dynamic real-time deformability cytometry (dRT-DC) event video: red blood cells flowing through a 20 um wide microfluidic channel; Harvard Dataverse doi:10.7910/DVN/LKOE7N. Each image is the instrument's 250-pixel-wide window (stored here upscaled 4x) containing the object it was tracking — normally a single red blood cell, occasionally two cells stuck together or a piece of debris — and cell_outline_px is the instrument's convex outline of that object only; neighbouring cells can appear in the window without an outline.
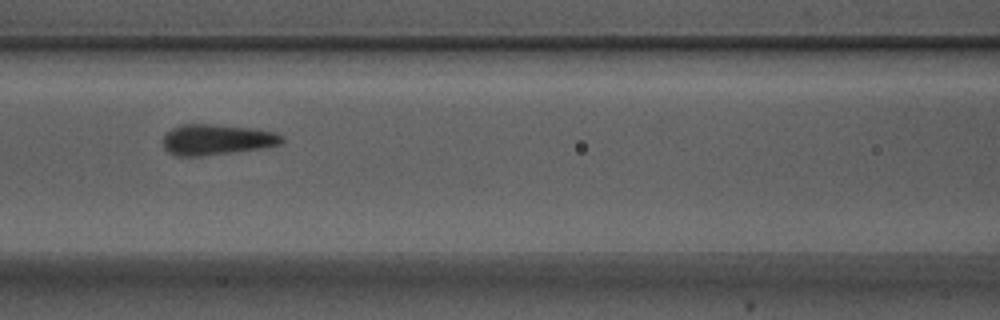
{"species": "Egyptian fruit bat (a non-hibernating species)", "species_latin": "Rousettus aegyptiacus", "temperature_condition": "warm", "stored_images_in_passage": 8, "camera_frame_rate_fps": 3000, "um_per_image_px": 0.085, "animal": {"sex": "male"}, "frame": {"image": 1, "passage_image": 7, "time_ms": 2.0, "image_size_px": [1000, 320], "cell_outline_px": [[284, 140], [280, 144], [264, 148], [236, 152], [200, 156], [176, 156], [168, 152], [164, 148], [160, 140], [172, 128], [180, 124], [208, 124], [256, 128], [276, 132], [284, 136]], "centroid_in_image_um": [18.42, 11.87], "position_along_channel_um": 148.2, "area_um2": 21.62}}
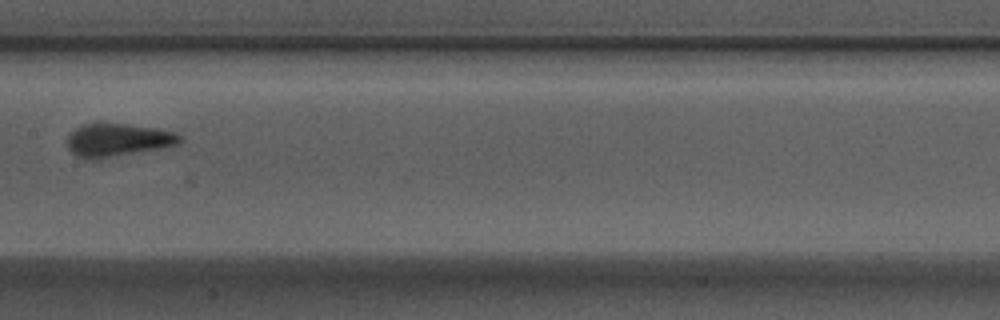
{"frame": {"image": 2, "passage_image": 8, "time_ms": 2.333, "image_size_px": [1000, 320], "cell_outline_px": [[184, 140], [180, 144], [100, 160], [88, 160], [76, 156], [68, 148], [68, 136], [76, 128], [84, 124], [96, 120], [100, 120], [160, 128], [176, 132], [184, 136]], "centroid_in_image_um": [10.04, 11.87], "position_along_channel_um": 197.4, "area_um2": 22.83}}